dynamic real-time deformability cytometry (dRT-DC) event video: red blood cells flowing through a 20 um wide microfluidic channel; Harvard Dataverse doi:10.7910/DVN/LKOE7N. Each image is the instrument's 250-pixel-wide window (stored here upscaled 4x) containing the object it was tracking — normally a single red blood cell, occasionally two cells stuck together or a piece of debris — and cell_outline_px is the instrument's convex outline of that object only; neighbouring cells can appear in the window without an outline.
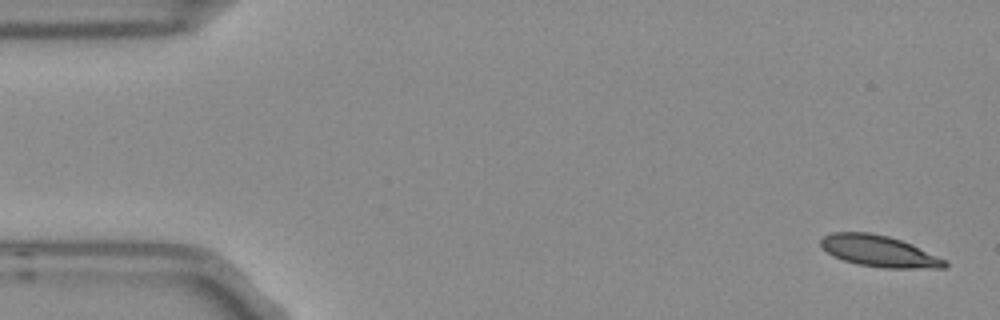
{"species": "Egyptian fruit bat (a non-hibernating species)", "species_latin": "Rousettus aegyptiacus", "temperature_condition": "room temperature", "stored_images_in_passage": 4, "camera_frame_rate_fps": 3000, "um_per_image_px": 0.085, "frame": {"image": 1, "passage_image": 1, "time_ms": 0.0, "image_size_px": [1000, 320], "cell_outline_px": [[948, 268], [884, 268], [860, 264], [844, 260], [832, 256], [820, 244], [820, 240], [824, 236], [832, 232], [868, 232], [888, 236], [912, 244], [948, 260]], "centroid_in_image_um": [74.77, 21.35], "position_along_channel_um": 10.2, "area_um2": 22.66}}
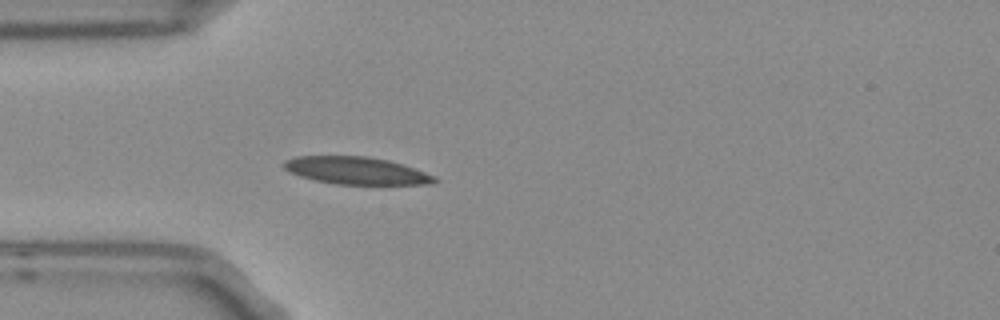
{"frame": {"image": 2, "passage_image": 4, "time_ms": 1.0, "image_size_px": [1000, 320], "cell_outline_px": [[440, 180], [428, 184], [336, 184], [316, 180], [300, 176], [288, 172], [284, 168], [284, 160], [296, 156], [368, 156], [388, 160], [436, 176]], "centroid_in_image_um": [30.25, 14.5], "position_along_channel_um": 54.7, "area_um2": 23.87}}